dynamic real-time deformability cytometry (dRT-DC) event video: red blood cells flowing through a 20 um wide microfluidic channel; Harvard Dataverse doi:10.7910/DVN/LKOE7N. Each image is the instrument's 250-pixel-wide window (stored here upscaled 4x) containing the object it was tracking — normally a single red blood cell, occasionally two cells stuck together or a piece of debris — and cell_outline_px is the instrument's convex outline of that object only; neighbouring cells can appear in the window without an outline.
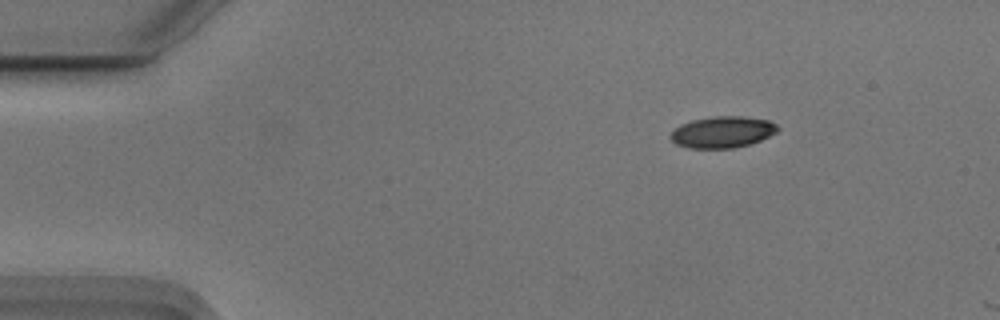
{"species": "Egyptian fruit bat (a non-hibernating species)", "species_latin": "Rousettus aegyptiacus", "temperature_condition": "cold", "stored_images_in_passage": 3, "camera_frame_rate_fps": 3000, "um_per_image_px": 0.085, "animal": {"sex": "male"}, "frame": {"image": 1, "passage_image": 1, "time_ms": 0.0, "image_size_px": [1000, 320], "cell_outline_px": [[780, 128], [776, 132], [752, 144], [736, 148], [688, 148], [676, 144], [668, 136], [680, 124], [692, 120], [712, 116], [744, 116], [768, 120], [776, 124]], "centroid_in_image_um": [61.41, 11.22], "position_along_channel_um": 23.6, "area_um2": 19.77}}